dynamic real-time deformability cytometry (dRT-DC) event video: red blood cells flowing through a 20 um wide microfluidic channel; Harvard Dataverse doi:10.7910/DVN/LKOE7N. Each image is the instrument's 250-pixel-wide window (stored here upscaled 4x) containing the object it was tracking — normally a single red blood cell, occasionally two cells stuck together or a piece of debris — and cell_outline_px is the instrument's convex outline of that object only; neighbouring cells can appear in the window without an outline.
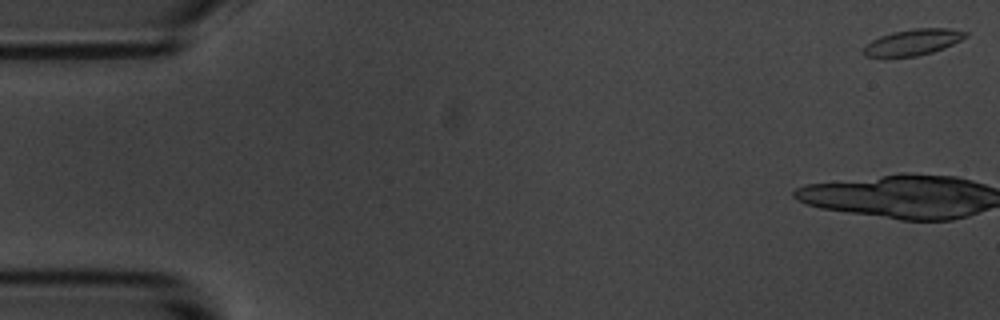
{"species": "common noctule bat (a hibernating species)", "species_latin": "Nyctalus noctula", "temperature_condition": "room temperature", "stored_images_in_passage": 8, "camera_frame_rate_fps": 3000, "um_per_image_px": 0.085, "animal": {"sex": "male", "body_mass_g": 20.1, "forearm_length_mm": 53.5}, "frame": {"image": 1, "passage_image": 1, "time_ms": 0.0, "image_size_px": [1000, 320], "cell_outline_px": [[968, 36], [944, 48], [932, 52], [916, 56], [864, 56], [860, 52], [872, 40], [880, 36], [892, 32], [912, 28], [948, 28], [968, 32]], "centroid_in_image_um": [77.61, 3.57], "position_along_channel_um": 7.4, "area_um2": 15.37}}